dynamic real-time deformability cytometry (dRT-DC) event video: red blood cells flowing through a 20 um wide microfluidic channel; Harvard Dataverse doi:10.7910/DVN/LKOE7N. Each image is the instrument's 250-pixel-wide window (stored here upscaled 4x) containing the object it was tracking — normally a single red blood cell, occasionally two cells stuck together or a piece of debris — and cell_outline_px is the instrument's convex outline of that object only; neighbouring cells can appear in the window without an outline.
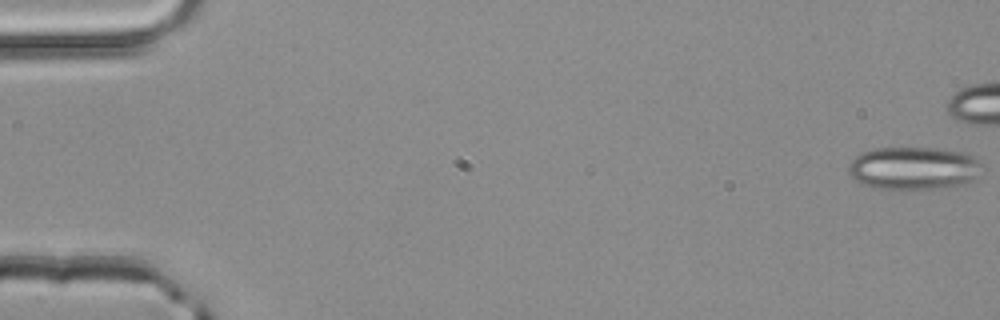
{"species": "common noctule bat (a hibernating species)", "species_latin": "Nyctalus noctula", "temperature_condition": "room temperature", "stored_images_in_passage": 2, "camera_frame_rate_fps": 3000, "um_per_image_px": 0.085, "animal": {"sex": "male", "body_mass_g": 20.4}, "frame": {"image": 1, "passage_image": 2, "time_ms": 0.333, "image_size_px": [1000, 320], "cell_outline_px": [[984, 164], [976, 176], [972, 180], [964, 184], [952, 188], [904, 192], [876, 188], [864, 184], [856, 180], [848, 172], [848, 164], [860, 152], [872, 148], [936, 148], [968, 152], [980, 160]], "centroid_in_image_um": [77.7, 14.33], "position_along_channel_um": 7.3, "area_um2": 34.74}}